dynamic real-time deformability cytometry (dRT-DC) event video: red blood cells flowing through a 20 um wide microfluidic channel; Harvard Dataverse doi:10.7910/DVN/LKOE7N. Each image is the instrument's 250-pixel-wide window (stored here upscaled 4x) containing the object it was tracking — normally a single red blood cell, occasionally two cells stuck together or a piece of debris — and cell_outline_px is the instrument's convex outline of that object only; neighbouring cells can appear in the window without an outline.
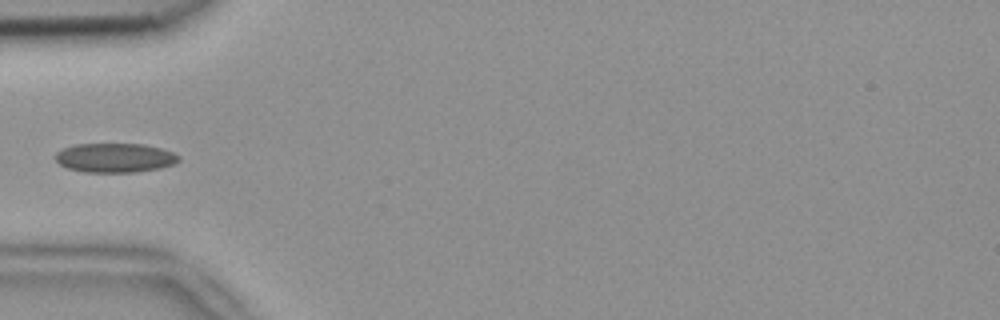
{"species": "common noctule bat (a hibernating species)", "species_latin": "Nyctalus noctula", "temperature_condition": "room temperature", "stored_images_in_passage": 4, "camera_frame_rate_fps": 3000, "um_per_image_px": 0.085, "animal": {"sex": "female", "body_mass_g": 18.4}, "frame": {"image": 1, "passage_image": 4, "time_ms": 1.0, "image_size_px": [1000, 320], "cell_outline_px": [[180, 160], [176, 164], [160, 168], [136, 172], [84, 172], [68, 168], [60, 164], [56, 160], [56, 152], [64, 148], [76, 144], [144, 144], [160, 148], [172, 152], [180, 156]], "centroid_in_image_um": [9.8, 13.41], "position_along_channel_um": 75.2, "area_um2": 21.04}}